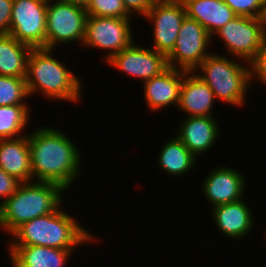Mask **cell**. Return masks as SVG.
Returning <instances> with one entry per match:
<instances>
[{"label": "cell", "instance_id": "obj_29", "mask_svg": "<svg viewBox=\"0 0 266 267\" xmlns=\"http://www.w3.org/2000/svg\"><path fill=\"white\" fill-rule=\"evenodd\" d=\"M155 1L156 0H122L126 11L131 16L137 13L143 17L149 12Z\"/></svg>", "mask_w": 266, "mask_h": 267}, {"label": "cell", "instance_id": "obj_26", "mask_svg": "<svg viewBox=\"0 0 266 267\" xmlns=\"http://www.w3.org/2000/svg\"><path fill=\"white\" fill-rule=\"evenodd\" d=\"M237 16L266 18V0H224Z\"/></svg>", "mask_w": 266, "mask_h": 267}, {"label": "cell", "instance_id": "obj_2", "mask_svg": "<svg viewBox=\"0 0 266 267\" xmlns=\"http://www.w3.org/2000/svg\"><path fill=\"white\" fill-rule=\"evenodd\" d=\"M8 246H45L74 250L93 242L95 236L59 207L52 213L21 224L11 234Z\"/></svg>", "mask_w": 266, "mask_h": 267}, {"label": "cell", "instance_id": "obj_15", "mask_svg": "<svg viewBox=\"0 0 266 267\" xmlns=\"http://www.w3.org/2000/svg\"><path fill=\"white\" fill-rule=\"evenodd\" d=\"M187 71L168 67L159 76L143 82L144 101L148 109L157 112L168 106H178L183 76Z\"/></svg>", "mask_w": 266, "mask_h": 267}, {"label": "cell", "instance_id": "obj_14", "mask_svg": "<svg viewBox=\"0 0 266 267\" xmlns=\"http://www.w3.org/2000/svg\"><path fill=\"white\" fill-rule=\"evenodd\" d=\"M218 122L210 116H191L183 119L175 134L196 157L215 147L219 138ZM198 156V157H197Z\"/></svg>", "mask_w": 266, "mask_h": 267}, {"label": "cell", "instance_id": "obj_6", "mask_svg": "<svg viewBox=\"0 0 266 267\" xmlns=\"http://www.w3.org/2000/svg\"><path fill=\"white\" fill-rule=\"evenodd\" d=\"M54 1L47 5L45 48L56 49L58 44L69 45L78 41L83 44L88 16L85 7Z\"/></svg>", "mask_w": 266, "mask_h": 267}, {"label": "cell", "instance_id": "obj_17", "mask_svg": "<svg viewBox=\"0 0 266 267\" xmlns=\"http://www.w3.org/2000/svg\"><path fill=\"white\" fill-rule=\"evenodd\" d=\"M251 210L243 198L236 202L212 207L211 214L218 231H221L224 236L240 240L248 235L255 223Z\"/></svg>", "mask_w": 266, "mask_h": 267}, {"label": "cell", "instance_id": "obj_11", "mask_svg": "<svg viewBox=\"0 0 266 267\" xmlns=\"http://www.w3.org/2000/svg\"><path fill=\"white\" fill-rule=\"evenodd\" d=\"M186 17L182 0H156L145 15L153 29V46L157 52L167 56L174 48L181 24Z\"/></svg>", "mask_w": 266, "mask_h": 267}, {"label": "cell", "instance_id": "obj_22", "mask_svg": "<svg viewBox=\"0 0 266 267\" xmlns=\"http://www.w3.org/2000/svg\"><path fill=\"white\" fill-rule=\"evenodd\" d=\"M158 154L160 169L175 177L189 173L197 163V158L177 136L165 142Z\"/></svg>", "mask_w": 266, "mask_h": 267}, {"label": "cell", "instance_id": "obj_5", "mask_svg": "<svg viewBox=\"0 0 266 267\" xmlns=\"http://www.w3.org/2000/svg\"><path fill=\"white\" fill-rule=\"evenodd\" d=\"M228 58L227 54L224 57L218 53H211L193 72L211 88L216 100L241 107L247 99L249 87L253 88L250 81V65H245L240 59L236 61L234 57Z\"/></svg>", "mask_w": 266, "mask_h": 267}, {"label": "cell", "instance_id": "obj_30", "mask_svg": "<svg viewBox=\"0 0 266 267\" xmlns=\"http://www.w3.org/2000/svg\"><path fill=\"white\" fill-rule=\"evenodd\" d=\"M14 0H0V34H9Z\"/></svg>", "mask_w": 266, "mask_h": 267}, {"label": "cell", "instance_id": "obj_10", "mask_svg": "<svg viewBox=\"0 0 266 267\" xmlns=\"http://www.w3.org/2000/svg\"><path fill=\"white\" fill-rule=\"evenodd\" d=\"M47 5L41 0H14L9 34L32 48H45Z\"/></svg>", "mask_w": 266, "mask_h": 267}, {"label": "cell", "instance_id": "obj_19", "mask_svg": "<svg viewBox=\"0 0 266 267\" xmlns=\"http://www.w3.org/2000/svg\"><path fill=\"white\" fill-rule=\"evenodd\" d=\"M12 267H65L74 250L45 246H9Z\"/></svg>", "mask_w": 266, "mask_h": 267}, {"label": "cell", "instance_id": "obj_24", "mask_svg": "<svg viewBox=\"0 0 266 267\" xmlns=\"http://www.w3.org/2000/svg\"><path fill=\"white\" fill-rule=\"evenodd\" d=\"M27 97L25 77L0 76V106L27 105Z\"/></svg>", "mask_w": 266, "mask_h": 267}, {"label": "cell", "instance_id": "obj_7", "mask_svg": "<svg viewBox=\"0 0 266 267\" xmlns=\"http://www.w3.org/2000/svg\"><path fill=\"white\" fill-rule=\"evenodd\" d=\"M221 38L228 54L250 63L266 42V18L236 16L215 34Z\"/></svg>", "mask_w": 266, "mask_h": 267}, {"label": "cell", "instance_id": "obj_32", "mask_svg": "<svg viewBox=\"0 0 266 267\" xmlns=\"http://www.w3.org/2000/svg\"><path fill=\"white\" fill-rule=\"evenodd\" d=\"M41 1L49 3L50 1H53V0H41Z\"/></svg>", "mask_w": 266, "mask_h": 267}, {"label": "cell", "instance_id": "obj_23", "mask_svg": "<svg viewBox=\"0 0 266 267\" xmlns=\"http://www.w3.org/2000/svg\"><path fill=\"white\" fill-rule=\"evenodd\" d=\"M29 105L0 106V140L18 138L27 135L29 124ZM22 134V135H21Z\"/></svg>", "mask_w": 266, "mask_h": 267}, {"label": "cell", "instance_id": "obj_20", "mask_svg": "<svg viewBox=\"0 0 266 267\" xmlns=\"http://www.w3.org/2000/svg\"><path fill=\"white\" fill-rule=\"evenodd\" d=\"M186 16L201 24L213 38L214 34L237 15L224 0H182Z\"/></svg>", "mask_w": 266, "mask_h": 267}, {"label": "cell", "instance_id": "obj_1", "mask_svg": "<svg viewBox=\"0 0 266 267\" xmlns=\"http://www.w3.org/2000/svg\"><path fill=\"white\" fill-rule=\"evenodd\" d=\"M34 130L28 132L32 181L50 182L68 190L81 174L79 147L55 127L43 125Z\"/></svg>", "mask_w": 266, "mask_h": 267}, {"label": "cell", "instance_id": "obj_25", "mask_svg": "<svg viewBox=\"0 0 266 267\" xmlns=\"http://www.w3.org/2000/svg\"><path fill=\"white\" fill-rule=\"evenodd\" d=\"M87 15L98 17L127 18L131 16L122 0H89L85 7Z\"/></svg>", "mask_w": 266, "mask_h": 267}, {"label": "cell", "instance_id": "obj_8", "mask_svg": "<svg viewBox=\"0 0 266 267\" xmlns=\"http://www.w3.org/2000/svg\"><path fill=\"white\" fill-rule=\"evenodd\" d=\"M131 17H98L87 16L85 39L81 46L107 50L102 61H108L112 56L129 47L134 40L130 22Z\"/></svg>", "mask_w": 266, "mask_h": 267}, {"label": "cell", "instance_id": "obj_16", "mask_svg": "<svg viewBox=\"0 0 266 267\" xmlns=\"http://www.w3.org/2000/svg\"><path fill=\"white\" fill-rule=\"evenodd\" d=\"M216 101L211 88L196 76L194 72H186L184 74L177 106L182 110L181 112H185L187 117H214L211 111Z\"/></svg>", "mask_w": 266, "mask_h": 267}, {"label": "cell", "instance_id": "obj_4", "mask_svg": "<svg viewBox=\"0 0 266 267\" xmlns=\"http://www.w3.org/2000/svg\"><path fill=\"white\" fill-rule=\"evenodd\" d=\"M64 191L50 182L20 183L15 193L0 205V229L10 236L21 224L61 208Z\"/></svg>", "mask_w": 266, "mask_h": 267}, {"label": "cell", "instance_id": "obj_31", "mask_svg": "<svg viewBox=\"0 0 266 267\" xmlns=\"http://www.w3.org/2000/svg\"><path fill=\"white\" fill-rule=\"evenodd\" d=\"M58 1L66 2V3H72V4H77V5H81L83 7H86V5L89 2V0H58Z\"/></svg>", "mask_w": 266, "mask_h": 267}, {"label": "cell", "instance_id": "obj_28", "mask_svg": "<svg viewBox=\"0 0 266 267\" xmlns=\"http://www.w3.org/2000/svg\"><path fill=\"white\" fill-rule=\"evenodd\" d=\"M20 183L15 177L0 168V205L15 193Z\"/></svg>", "mask_w": 266, "mask_h": 267}, {"label": "cell", "instance_id": "obj_3", "mask_svg": "<svg viewBox=\"0 0 266 267\" xmlns=\"http://www.w3.org/2000/svg\"><path fill=\"white\" fill-rule=\"evenodd\" d=\"M54 51L32 48L25 77L29 96L40 90L44 97L55 101H81L82 81L64 63L54 58Z\"/></svg>", "mask_w": 266, "mask_h": 267}, {"label": "cell", "instance_id": "obj_21", "mask_svg": "<svg viewBox=\"0 0 266 267\" xmlns=\"http://www.w3.org/2000/svg\"><path fill=\"white\" fill-rule=\"evenodd\" d=\"M31 50L10 34H0V76L26 77Z\"/></svg>", "mask_w": 266, "mask_h": 267}, {"label": "cell", "instance_id": "obj_13", "mask_svg": "<svg viewBox=\"0 0 266 267\" xmlns=\"http://www.w3.org/2000/svg\"><path fill=\"white\" fill-rule=\"evenodd\" d=\"M202 183V192L211 207L228 204L243 199L246 179L239 171L223 164L208 173ZM213 205V206H212Z\"/></svg>", "mask_w": 266, "mask_h": 267}, {"label": "cell", "instance_id": "obj_27", "mask_svg": "<svg viewBox=\"0 0 266 267\" xmlns=\"http://www.w3.org/2000/svg\"><path fill=\"white\" fill-rule=\"evenodd\" d=\"M249 65L250 81L258 79V82H261V84L266 86V42L257 52L255 58L249 63Z\"/></svg>", "mask_w": 266, "mask_h": 267}, {"label": "cell", "instance_id": "obj_18", "mask_svg": "<svg viewBox=\"0 0 266 267\" xmlns=\"http://www.w3.org/2000/svg\"><path fill=\"white\" fill-rule=\"evenodd\" d=\"M0 168L21 183L32 181L28 133L18 138L0 140Z\"/></svg>", "mask_w": 266, "mask_h": 267}, {"label": "cell", "instance_id": "obj_9", "mask_svg": "<svg viewBox=\"0 0 266 267\" xmlns=\"http://www.w3.org/2000/svg\"><path fill=\"white\" fill-rule=\"evenodd\" d=\"M212 37L196 20L184 18L173 50L166 56L170 68L193 70L212 52L208 47Z\"/></svg>", "mask_w": 266, "mask_h": 267}, {"label": "cell", "instance_id": "obj_12", "mask_svg": "<svg viewBox=\"0 0 266 267\" xmlns=\"http://www.w3.org/2000/svg\"><path fill=\"white\" fill-rule=\"evenodd\" d=\"M129 76L140 78L141 81L159 76L168 68L166 56L154 49L140 47L134 42L118 54L105 61Z\"/></svg>", "mask_w": 266, "mask_h": 267}]
</instances>
